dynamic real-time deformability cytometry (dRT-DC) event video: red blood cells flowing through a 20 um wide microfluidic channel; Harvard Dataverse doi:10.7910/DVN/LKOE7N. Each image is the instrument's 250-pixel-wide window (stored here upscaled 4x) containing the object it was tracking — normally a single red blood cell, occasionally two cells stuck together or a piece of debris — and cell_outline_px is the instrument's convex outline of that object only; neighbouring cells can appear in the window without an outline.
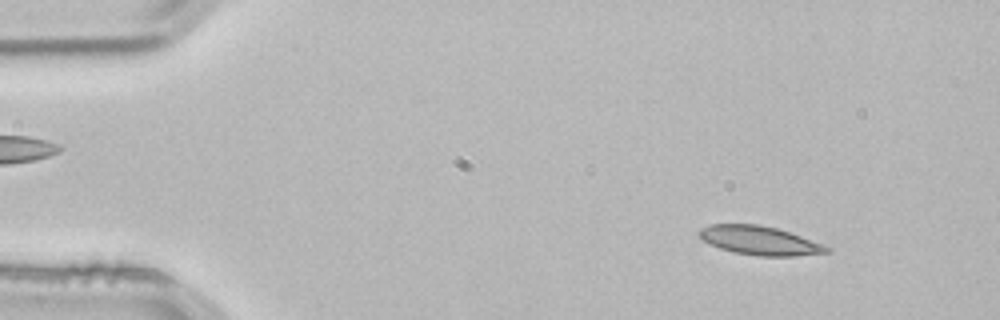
{"species": "common noctule bat (a hibernating species)", "species_latin": "Nyctalus noctula", "temperature_condition": "room temperature", "stored_images_in_passage": 50, "camera_frame_rate_fps": 3000, "um_per_image_px": 0.085, "animal": {"sex": "male", "body_mass_g": 21.5, "forearm_length_mm": 52.0}, "frame": {"image": 1, "passage_image": 3, "time_ms": 0.667, "image_size_px": [1000, 320], "cell_outline_px": [[832, 252], [796, 256], [760, 256], [732, 252], [720, 248], [704, 240], [700, 236], [700, 228], [712, 224], [760, 224], [776, 228], [800, 236], [832, 248]], "centroid_in_image_um": [64.6, 20.45], "position_along_channel_um": 20.4, "area_um2": 21.21}}
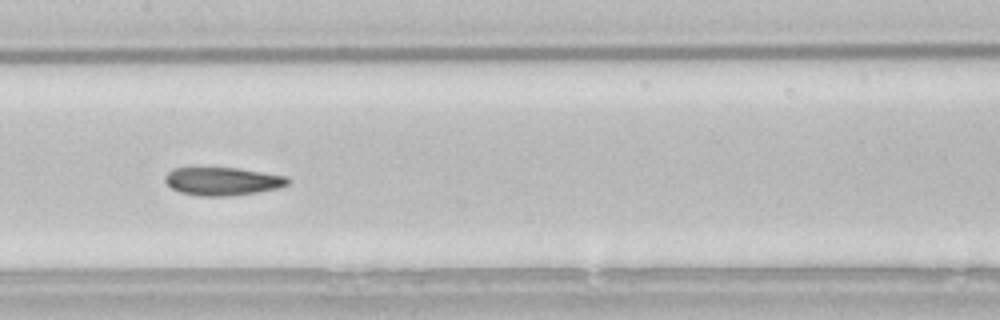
{"frame": {"image": 2, "passage_image": 23, "time_ms": 7.333, "image_size_px": [1000, 320], "cell_outline_px": [[292, 180], [288, 184], [280, 188], [256, 192], [228, 196], [200, 196], [180, 192], [172, 188], [164, 180], [164, 176], [172, 168], [240, 168], [288, 176]], "centroid_in_image_um": [18.96, 15.4], "position_along_channel_um": 188.4, "area_um2": 20.23}}
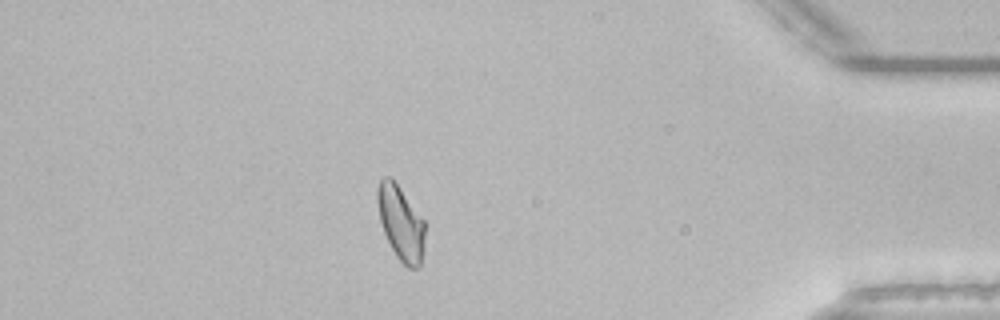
{"frame": {"image": 3, "passage_image": 43, "time_ms": 14.0, "image_size_px": [1000, 320], "cell_outline_px": [[424, 248], [420, 268], [408, 268], [396, 256], [384, 232], [380, 220], [376, 200], [376, 188], [380, 180], [384, 176], [392, 176], [424, 220]], "centroid_in_image_um": [34.06, 18.92], "position_along_channel_um": 401.1, "area_um2": 20.75}, "authors_computed_cell_mechanics": {"area_um2": 20.8369, "velocity_mm_per_s": 3.8246, "shape_relaxation_time_tau1_ms": 6.991, "shape_relaxation_time_tau2_ms": 2.792, "deformation_change_tau1": 0.1789, "deformation_change_tau2": 0.1021}}